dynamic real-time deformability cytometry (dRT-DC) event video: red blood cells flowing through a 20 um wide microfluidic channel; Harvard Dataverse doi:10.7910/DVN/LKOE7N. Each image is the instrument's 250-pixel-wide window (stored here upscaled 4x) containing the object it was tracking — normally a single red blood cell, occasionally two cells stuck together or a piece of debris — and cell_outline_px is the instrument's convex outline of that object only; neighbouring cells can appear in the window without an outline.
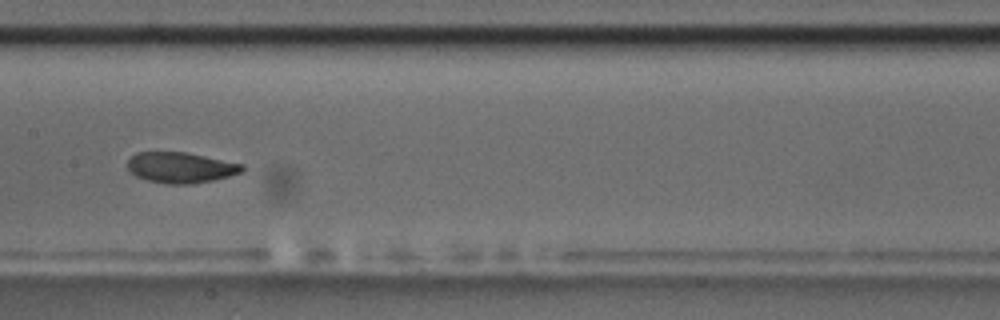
{"species": "common noctule bat (a hibernating species)", "species_latin": "Nyctalus noctula", "temperature_condition": "room temperature", "stored_images_in_passage": 24, "camera_frame_rate_fps": 3000, "um_per_image_px": 0.085, "animal": {"sex": "male", "body_mass_g": 17.5, "forearm_length_mm": 52.3}, "frame": {"image": 1, "passage_image": 14, "time_ms": 4.333, "image_size_px": [1000, 320], "cell_outline_px": [[244, 172], [212, 180], [188, 184], [168, 184], [148, 180], [136, 176], [128, 168], [128, 160], [136, 152], [184, 152], [244, 164]], "centroid_in_image_um": [15.37, 14.24], "position_along_channel_um": 192.0, "area_um2": 20.29}}